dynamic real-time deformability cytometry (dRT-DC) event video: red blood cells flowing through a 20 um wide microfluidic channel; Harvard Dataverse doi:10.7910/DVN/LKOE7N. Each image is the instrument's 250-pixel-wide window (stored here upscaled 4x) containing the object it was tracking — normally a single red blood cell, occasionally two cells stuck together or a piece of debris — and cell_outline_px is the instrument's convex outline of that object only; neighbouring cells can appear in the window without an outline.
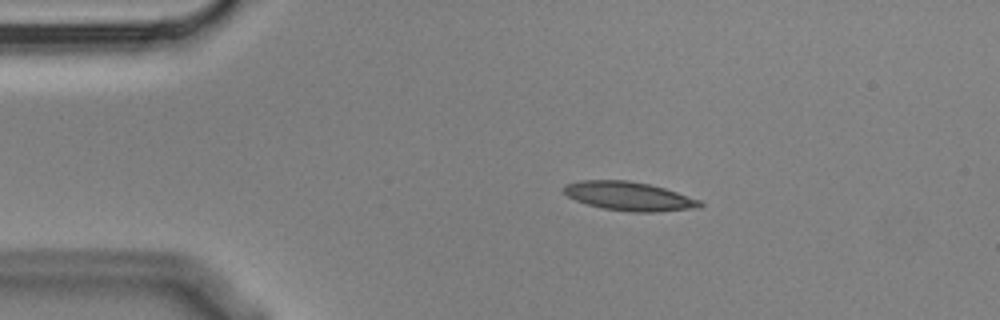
{"species": "Egyptian fruit bat (a non-hibernating species)", "species_latin": "Rousettus aegyptiacus", "temperature_condition": "cold", "stored_images_in_passage": 2, "camera_frame_rate_fps": 3000, "um_per_image_px": 0.085, "animal": {"sex": "male"}, "frame": {"image": 1, "passage_image": 1, "time_ms": 0.0, "image_size_px": [1000, 320], "cell_outline_px": [[704, 204], [700, 208], [652, 212], [632, 212], [604, 208], [588, 204], [576, 200], [568, 196], [564, 192], [564, 184], [580, 180], [628, 180], [648, 184], [664, 188], [700, 200]], "centroid_in_image_um": [53.48, 16.67], "position_along_channel_um": 31.5, "area_um2": 22.72}}